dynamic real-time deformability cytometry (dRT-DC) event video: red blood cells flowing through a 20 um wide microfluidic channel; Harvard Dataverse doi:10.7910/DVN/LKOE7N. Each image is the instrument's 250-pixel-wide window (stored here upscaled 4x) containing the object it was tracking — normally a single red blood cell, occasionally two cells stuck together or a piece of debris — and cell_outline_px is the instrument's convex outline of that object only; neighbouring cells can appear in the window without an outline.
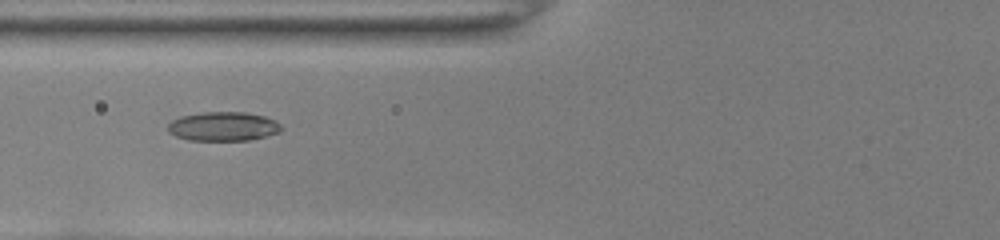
{"species": "common noctule bat (a hibernating species)", "species_latin": "Nyctalus noctula", "temperature_condition": "room temperature", "stored_images_in_passage": 38, "camera_frame_rate_fps": 3000, "um_per_image_px": 0.085, "animal": {"sex": "female", "body_mass_g": 22.0, "forearm_length_mm": 56.7}, "frame": {"image": 1, "passage_image": 9, "time_ms": 2.667, "image_size_px": [1000, 240], "cell_outline_px": [[280, 132], [248, 140], [188, 140], [176, 136], [168, 132], [168, 124], [172, 120], [180, 116], [204, 112], [244, 112], [264, 116], [280, 124]], "centroid_in_image_um": [18.92, 10.74], "position_along_channel_um": 106.9, "area_um2": 19.02}}
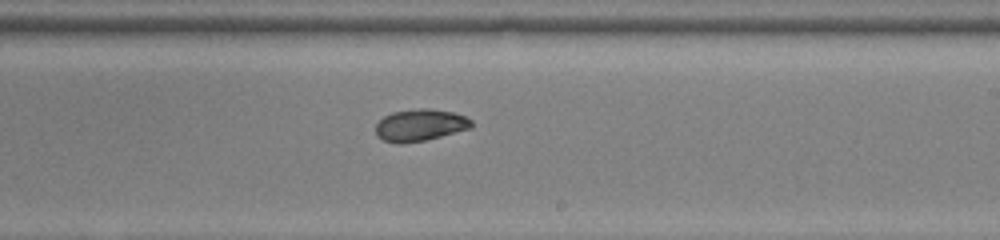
{"frame": {"image": 2, "passage_image": 20, "time_ms": 6.333, "image_size_px": [1000, 240], "cell_outline_px": [[472, 128], [424, 140], [400, 144], [384, 140], [376, 136], [376, 124], [384, 116], [392, 112], [420, 108], [428, 108], [452, 112], [464, 116], [472, 120]], "centroid_in_image_um": [35.7, 10.63], "position_along_channel_um": 253.3, "area_um2": 17.69}}
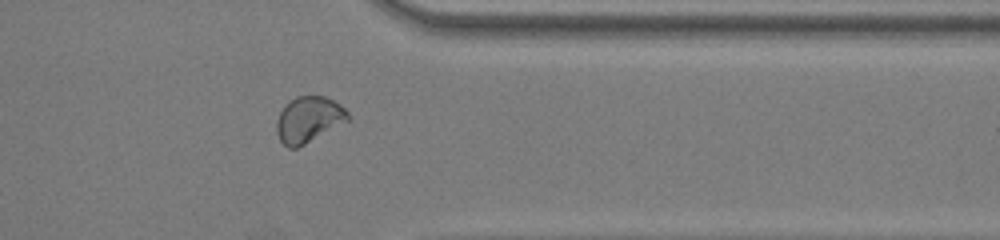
{"frame": {"image": 3, "passage_image": 30, "time_ms": 9.667, "image_size_px": [1000, 240], "cell_outline_px": [[348, 120], [304, 144], [296, 148], [288, 148], [280, 140], [276, 132], [276, 120], [280, 112], [296, 96], [324, 96], [340, 104], [348, 112]], "centroid_in_image_um": [26.21, 10.16], "position_along_channel_um": 385.2, "area_um2": 18.61}, "authors_computed_cell_mechanics": {"area_um2": 18.4382, "velocity_mm_per_s": 4.0049, "shape_relaxation_time_tau1_ms": null, "shape_relaxation_time_tau2_ms": 3.185, "deformation_change_tau1": null, "deformation_change_tau2": 0.0689}}